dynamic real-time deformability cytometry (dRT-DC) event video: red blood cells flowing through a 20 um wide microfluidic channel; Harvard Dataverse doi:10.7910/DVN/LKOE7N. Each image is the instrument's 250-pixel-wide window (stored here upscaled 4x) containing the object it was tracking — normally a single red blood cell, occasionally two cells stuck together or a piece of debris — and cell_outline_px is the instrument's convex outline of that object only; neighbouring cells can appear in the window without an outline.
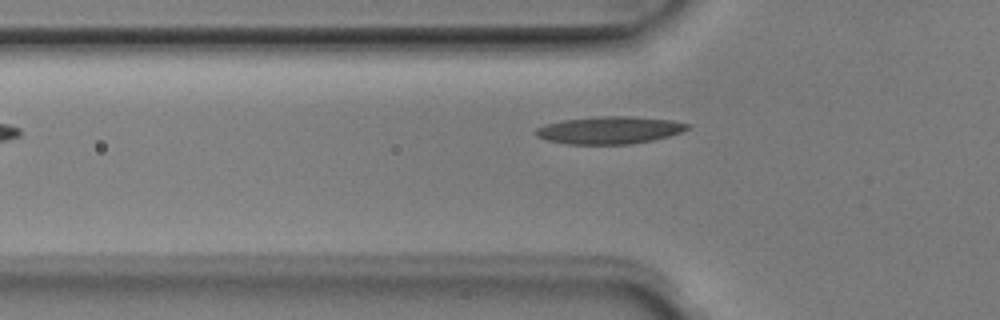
{"species": "Egyptian fruit bat (a non-hibernating species)", "species_latin": "Rousettus aegyptiacus", "temperature_condition": "room temperature", "stored_images_in_passage": 4, "camera_frame_rate_fps": 3000, "um_per_image_px": 0.085, "animal": {"sex": "male"}, "frame": {"image": 1, "passage_image": 4, "time_ms": 1.0, "image_size_px": [1000, 320], "cell_outline_px": [[692, 124], [688, 128], [680, 132], [668, 136], [652, 140], [632, 144], [568, 144], [548, 140], [536, 136], [536, 128], [544, 124], [564, 120], [600, 116], [632, 116], [672, 120]], "centroid_in_image_um": [51.82, 11.06], "position_along_channel_um": 74.0, "area_um2": 24.16}}